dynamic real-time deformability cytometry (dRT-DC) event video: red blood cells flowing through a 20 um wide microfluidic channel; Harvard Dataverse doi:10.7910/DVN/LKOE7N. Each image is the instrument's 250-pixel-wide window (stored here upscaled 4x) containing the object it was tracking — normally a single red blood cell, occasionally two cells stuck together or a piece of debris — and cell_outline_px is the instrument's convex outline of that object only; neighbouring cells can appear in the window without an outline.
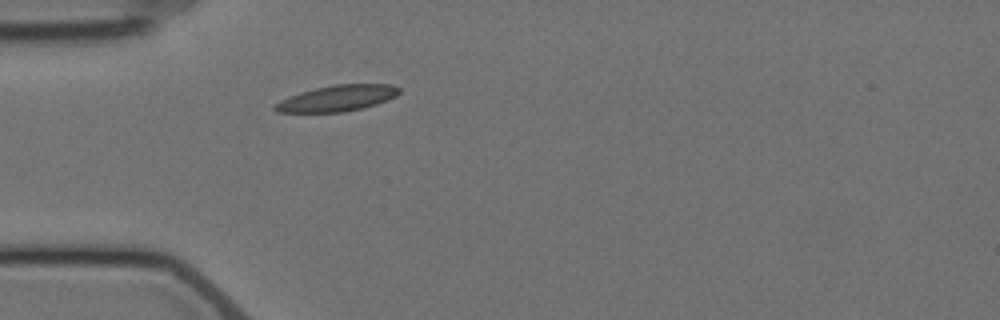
{"species": "Egyptian fruit bat (a non-hibernating species)", "species_latin": "Rousettus aegyptiacus", "temperature_condition": "cold", "stored_images_in_passage": 1, "camera_frame_rate_fps": 3000, "um_per_image_px": 0.085, "animal": {"sex": "female"}, "frame": {"image": 1, "passage_image": 1, "time_ms": 0.0, "image_size_px": [1000, 320], "cell_outline_px": [[400, 92], [396, 96], [388, 100], [364, 108], [344, 112], [276, 112], [272, 108], [280, 100], [288, 96], [300, 92], [316, 88], [336, 84], [392, 84], [400, 88]], "centroid_in_image_um": [28.68, 8.35], "position_along_channel_um": 56.3, "area_um2": 18.9}}